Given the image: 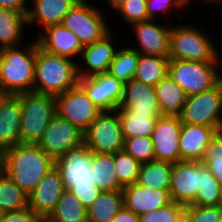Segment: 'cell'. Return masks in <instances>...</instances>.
Instances as JSON below:
<instances>
[{
    "label": "cell",
    "instance_id": "6da1fadb",
    "mask_svg": "<svg viewBox=\"0 0 222 222\" xmlns=\"http://www.w3.org/2000/svg\"><path fill=\"white\" fill-rule=\"evenodd\" d=\"M55 166V160L40 146L18 143L5 150L4 173L29 194Z\"/></svg>",
    "mask_w": 222,
    "mask_h": 222
},
{
    "label": "cell",
    "instance_id": "7a4b0ae2",
    "mask_svg": "<svg viewBox=\"0 0 222 222\" xmlns=\"http://www.w3.org/2000/svg\"><path fill=\"white\" fill-rule=\"evenodd\" d=\"M91 160L92 151L84 143L55 160L65 190L70 191L86 209L102 192L95 184Z\"/></svg>",
    "mask_w": 222,
    "mask_h": 222
},
{
    "label": "cell",
    "instance_id": "3957f363",
    "mask_svg": "<svg viewBox=\"0 0 222 222\" xmlns=\"http://www.w3.org/2000/svg\"><path fill=\"white\" fill-rule=\"evenodd\" d=\"M24 49L19 46L0 49V91L4 95L33 92L37 40Z\"/></svg>",
    "mask_w": 222,
    "mask_h": 222
},
{
    "label": "cell",
    "instance_id": "277c9868",
    "mask_svg": "<svg viewBox=\"0 0 222 222\" xmlns=\"http://www.w3.org/2000/svg\"><path fill=\"white\" fill-rule=\"evenodd\" d=\"M74 61L49 53L37 43L33 92L57 96L78 85V64Z\"/></svg>",
    "mask_w": 222,
    "mask_h": 222
},
{
    "label": "cell",
    "instance_id": "5b68a950",
    "mask_svg": "<svg viewBox=\"0 0 222 222\" xmlns=\"http://www.w3.org/2000/svg\"><path fill=\"white\" fill-rule=\"evenodd\" d=\"M201 29L190 25L171 28L169 36V60L193 62H221L216 46Z\"/></svg>",
    "mask_w": 222,
    "mask_h": 222
},
{
    "label": "cell",
    "instance_id": "8992f818",
    "mask_svg": "<svg viewBox=\"0 0 222 222\" xmlns=\"http://www.w3.org/2000/svg\"><path fill=\"white\" fill-rule=\"evenodd\" d=\"M21 143L37 144L48 124L57 114L56 98L36 92L21 93Z\"/></svg>",
    "mask_w": 222,
    "mask_h": 222
},
{
    "label": "cell",
    "instance_id": "52a82bcc",
    "mask_svg": "<svg viewBox=\"0 0 222 222\" xmlns=\"http://www.w3.org/2000/svg\"><path fill=\"white\" fill-rule=\"evenodd\" d=\"M219 63L169 60L168 75L190 96L210 90L222 81Z\"/></svg>",
    "mask_w": 222,
    "mask_h": 222
},
{
    "label": "cell",
    "instance_id": "ba28073f",
    "mask_svg": "<svg viewBox=\"0 0 222 222\" xmlns=\"http://www.w3.org/2000/svg\"><path fill=\"white\" fill-rule=\"evenodd\" d=\"M62 24L77 36L83 47L111 32L103 12L86 0H79L64 16Z\"/></svg>",
    "mask_w": 222,
    "mask_h": 222
},
{
    "label": "cell",
    "instance_id": "9c48e42d",
    "mask_svg": "<svg viewBox=\"0 0 222 222\" xmlns=\"http://www.w3.org/2000/svg\"><path fill=\"white\" fill-rule=\"evenodd\" d=\"M222 81L214 88L187 96L181 113L182 123L214 127L222 131Z\"/></svg>",
    "mask_w": 222,
    "mask_h": 222
},
{
    "label": "cell",
    "instance_id": "30bf717a",
    "mask_svg": "<svg viewBox=\"0 0 222 222\" xmlns=\"http://www.w3.org/2000/svg\"><path fill=\"white\" fill-rule=\"evenodd\" d=\"M124 141L118 110L102 111L84 132V144L94 153L122 151Z\"/></svg>",
    "mask_w": 222,
    "mask_h": 222
},
{
    "label": "cell",
    "instance_id": "8fae6325",
    "mask_svg": "<svg viewBox=\"0 0 222 222\" xmlns=\"http://www.w3.org/2000/svg\"><path fill=\"white\" fill-rule=\"evenodd\" d=\"M57 114L85 132L102 112L78 84L55 96Z\"/></svg>",
    "mask_w": 222,
    "mask_h": 222
},
{
    "label": "cell",
    "instance_id": "7c38bea8",
    "mask_svg": "<svg viewBox=\"0 0 222 222\" xmlns=\"http://www.w3.org/2000/svg\"><path fill=\"white\" fill-rule=\"evenodd\" d=\"M84 143V132L67 119L56 114L37 143L50 157L56 160L65 152Z\"/></svg>",
    "mask_w": 222,
    "mask_h": 222
},
{
    "label": "cell",
    "instance_id": "4fadbf2b",
    "mask_svg": "<svg viewBox=\"0 0 222 222\" xmlns=\"http://www.w3.org/2000/svg\"><path fill=\"white\" fill-rule=\"evenodd\" d=\"M101 111H116L124 96V83L109 72L79 77L78 83Z\"/></svg>",
    "mask_w": 222,
    "mask_h": 222
},
{
    "label": "cell",
    "instance_id": "5bb4252c",
    "mask_svg": "<svg viewBox=\"0 0 222 222\" xmlns=\"http://www.w3.org/2000/svg\"><path fill=\"white\" fill-rule=\"evenodd\" d=\"M182 122L179 116L161 115L151 135L155 160L180 162L179 137Z\"/></svg>",
    "mask_w": 222,
    "mask_h": 222
},
{
    "label": "cell",
    "instance_id": "9a60e30c",
    "mask_svg": "<svg viewBox=\"0 0 222 222\" xmlns=\"http://www.w3.org/2000/svg\"><path fill=\"white\" fill-rule=\"evenodd\" d=\"M201 182V161H181L173 164L169 187L172 201L189 206L197 196Z\"/></svg>",
    "mask_w": 222,
    "mask_h": 222
},
{
    "label": "cell",
    "instance_id": "2e32d148",
    "mask_svg": "<svg viewBox=\"0 0 222 222\" xmlns=\"http://www.w3.org/2000/svg\"><path fill=\"white\" fill-rule=\"evenodd\" d=\"M64 191L61 174L54 166L28 194V207L42 220H46L54 211Z\"/></svg>",
    "mask_w": 222,
    "mask_h": 222
},
{
    "label": "cell",
    "instance_id": "e0dca14e",
    "mask_svg": "<svg viewBox=\"0 0 222 222\" xmlns=\"http://www.w3.org/2000/svg\"><path fill=\"white\" fill-rule=\"evenodd\" d=\"M156 20L132 24L138 47H131L139 54L168 56L171 27L161 26Z\"/></svg>",
    "mask_w": 222,
    "mask_h": 222
},
{
    "label": "cell",
    "instance_id": "ac0fdd59",
    "mask_svg": "<svg viewBox=\"0 0 222 222\" xmlns=\"http://www.w3.org/2000/svg\"><path fill=\"white\" fill-rule=\"evenodd\" d=\"M124 206L138 216L172 202L169 189L146 188L137 182L122 189Z\"/></svg>",
    "mask_w": 222,
    "mask_h": 222
},
{
    "label": "cell",
    "instance_id": "d6986e66",
    "mask_svg": "<svg viewBox=\"0 0 222 222\" xmlns=\"http://www.w3.org/2000/svg\"><path fill=\"white\" fill-rule=\"evenodd\" d=\"M119 109L129 115H161L155 88L135 78L124 84V96Z\"/></svg>",
    "mask_w": 222,
    "mask_h": 222
},
{
    "label": "cell",
    "instance_id": "ffe728a7",
    "mask_svg": "<svg viewBox=\"0 0 222 222\" xmlns=\"http://www.w3.org/2000/svg\"><path fill=\"white\" fill-rule=\"evenodd\" d=\"M112 36V33L109 32L102 39L91 45L84 46L80 55V61L84 62H82L84 68L82 64H78L79 77L93 76L99 73L108 72L109 66L117 51L112 40L115 37ZM85 66L87 68H85Z\"/></svg>",
    "mask_w": 222,
    "mask_h": 222
},
{
    "label": "cell",
    "instance_id": "44dd1931",
    "mask_svg": "<svg viewBox=\"0 0 222 222\" xmlns=\"http://www.w3.org/2000/svg\"><path fill=\"white\" fill-rule=\"evenodd\" d=\"M38 36L36 40L42 49L69 59L80 58L84 48L77 36L63 24L48 26Z\"/></svg>",
    "mask_w": 222,
    "mask_h": 222
},
{
    "label": "cell",
    "instance_id": "7402d4cb",
    "mask_svg": "<svg viewBox=\"0 0 222 222\" xmlns=\"http://www.w3.org/2000/svg\"><path fill=\"white\" fill-rule=\"evenodd\" d=\"M218 131L214 127L182 123L179 137L180 162H199Z\"/></svg>",
    "mask_w": 222,
    "mask_h": 222
},
{
    "label": "cell",
    "instance_id": "603a6c76",
    "mask_svg": "<svg viewBox=\"0 0 222 222\" xmlns=\"http://www.w3.org/2000/svg\"><path fill=\"white\" fill-rule=\"evenodd\" d=\"M20 120V96L3 95L0 98V146L4 150L21 143Z\"/></svg>",
    "mask_w": 222,
    "mask_h": 222
},
{
    "label": "cell",
    "instance_id": "cb8c5ba5",
    "mask_svg": "<svg viewBox=\"0 0 222 222\" xmlns=\"http://www.w3.org/2000/svg\"><path fill=\"white\" fill-rule=\"evenodd\" d=\"M79 0H32L28 9L27 25L36 21L41 23L42 30L51 25L62 24L64 16Z\"/></svg>",
    "mask_w": 222,
    "mask_h": 222
},
{
    "label": "cell",
    "instance_id": "d4e9b609",
    "mask_svg": "<svg viewBox=\"0 0 222 222\" xmlns=\"http://www.w3.org/2000/svg\"><path fill=\"white\" fill-rule=\"evenodd\" d=\"M154 88L160 114L178 116L186 103V92L169 75L162 79Z\"/></svg>",
    "mask_w": 222,
    "mask_h": 222
},
{
    "label": "cell",
    "instance_id": "484cf974",
    "mask_svg": "<svg viewBox=\"0 0 222 222\" xmlns=\"http://www.w3.org/2000/svg\"><path fill=\"white\" fill-rule=\"evenodd\" d=\"M27 14L0 8V49L20 46Z\"/></svg>",
    "mask_w": 222,
    "mask_h": 222
},
{
    "label": "cell",
    "instance_id": "4316f807",
    "mask_svg": "<svg viewBox=\"0 0 222 222\" xmlns=\"http://www.w3.org/2000/svg\"><path fill=\"white\" fill-rule=\"evenodd\" d=\"M91 169L95 184L101 191H121L124 188L115 173L114 154L92 152Z\"/></svg>",
    "mask_w": 222,
    "mask_h": 222
},
{
    "label": "cell",
    "instance_id": "83f0119b",
    "mask_svg": "<svg viewBox=\"0 0 222 222\" xmlns=\"http://www.w3.org/2000/svg\"><path fill=\"white\" fill-rule=\"evenodd\" d=\"M123 205L122 190L102 191L87 208L88 222H110Z\"/></svg>",
    "mask_w": 222,
    "mask_h": 222
},
{
    "label": "cell",
    "instance_id": "f1b7e54d",
    "mask_svg": "<svg viewBox=\"0 0 222 222\" xmlns=\"http://www.w3.org/2000/svg\"><path fill=\"white\" fill-rule=\"evenodd\" d=\"M173 163L153 160L141 164L137 183L146 188L169 189Z\"/></svg>",
    "mask_w": 222,
    "mask_h": 222
},
{
    "label": "cell",
    "instance_id": "f546056e",
    "mask_svg": "<svg viewBox=\"0 0 222 222\" xmlns=\"http://www.w3.org/2000/svg\"><path fill=\"white\" fill-rule=\"evenodd\" d=\"M168 63V56L139 54L134 78L154 87L168 75Z\"/></svg>",
    "mask_w": 222,
    "mask_h": 222
},
{
    "label": "cell",
    "instance_id": "4dcf8cb0",
    "mask_svg": "<svg viewBox=\"0 0 222 222\" xmlns=\"http://www.w3.org/2000/svg\"><path fill=\"white\" fill-rule=\"evenodd\" d=\"M46 222H88L87 209L68 190L59 199Z\"/></svg>",
    "mask_w": 222,
    "mask_h": 222
},
{
    "label": "cell",
    "instance_id": "1f68e13d",
    "mask_svg": "<svg viewBox=\"0 0 222 222\" xmlns=\"http://www.w3.org/2000/svg\"><path fill=\"white\" fill-rule=\"evenodd\" d=\"M124 139L138 136L151 137L156 121L161 115H129L125 110L118 109Z\"/></svg>",
    "mask_w": 222,
    "mask_h": 222
},
{
    "label": "cell",
    "instance_id": "d6a6232c",
    "mask_svg": "<svg viewBox=\"0 0 222 222\" xmlns=\"http://www.w3.org/2000/svg\"><path fill=\"white\" fill-rule=\"evenodd\" d=\"M28 207V194L20 189L5 173H0V213Z\"/></svg>",
    "mask_w": 222,
    "mask_h": 222
},
{
    "label": "cell",
    "instance_id": "836d02e7",
    "mask_svg": "<svg viewBox=\"0 0 222 222\" xmlns=\"http://www.w3.org/2000/svg\"><path fill=\"white\" fill-rule=\"evenodd\" d=\"M191 205L195 206H219L222 205V185L201 162V182L197 190V196Z\"/></svg>",
    "mask_w": 222,
    "mask_h": 222
},
{
    "label": "cell",
    "instance_id": "e575fe53",
    "mask_svg": "<svg viewBox=\"0 0 222 222\" xmlns=\"http://www.w3.org/2000/svg\"><path fill=\"white\" fill-rule=\"evenodd\" d=\"M139 62V53L132 48H123L116 51L108 72L122 83H127L134 78Z\"/></svg>",
    "mask_w": 222,
    "mask_h": 222
},
{
    "label": "cell",
    "instance_id": "d590c367",
    "mask_svg": "<svg viewBox=\"0 0 222 222\" xmlns=\"http://www.w3.org/2000/svg\"><path fill=\"white\" fill-rule=\"evenodd\" d=\"M141 163L124 150L114 153V168L119 182L125 187L138 180Z\"/></svg>",
    "mask_w": 222,
    "mask_h": 222
},
{
    "label": "cell",
    "instance_id": "8d00e7d4",
    "mask_svg": "<svg viewBox=\"0 0 222 222\" xmlns=\"http://www.w3.org/2000/svg\"><path fill=\"white\" fill-rule=\"evenodd\" d=\"M201 162L222 185V131L217 132L211 139Z\"/></svg>",
    "mask_w": 222,
    "mask_h": 222
},
{
    "label": "cell",
    "instance_id": "74e56055",
    "mask_svg": "<svg viewBox=\"0 0 222 222\" xmlns=\"http://www.w3.org/2000/svg\"><path fill=\"white\" fill-rule=\"evenodd\" d=\"M184 212V205L172 201L155 211L140 215L139 222H184Z\"/></svg>",
    "mask_w": 222,
    "mask_h": 222
},
{
    "label": "cell",
    "instance_id": "f35d334b",
    "mask_svg": "<svg viewBox=\"0 0 222 222\" xmlns=\"http://www.w3.org/2000/svg\"><path fill=\"white\" fill-rule=\"evenodd\" d=\"M123 150L141 164L155 160L151 137L138 136L136 138L125 139Z\"/></svg>",
    "mask_w": 222,
    "mask_h": 222
},
{
    "label": "cell",
    "instance_id": "ab89813d",
    "mask_svg": "<svg viewBox=\"0 0 222 222\" xmlns=\"http://www.w3.org/2000/svg\"><path fill=\"white\" fill-rule=\"evenodd\" d=\"M184 222H222V205L185 206Z\"/></svg>",
    "mask_w": 222,
    "mask_h": 222
},
{
    "label": "cell",
    "instance_id": "60d3db41",
    "mask_svg": "<svg viewBox=\"0 0 222 222\" xmlns=\"http://www.w3.org/2000/svg\"><path fill=\"white\" fill-rule=\"evenodd\" d=\"M128 24L148 21L147 0H125L116 10Z\"/></svg>",
    "mask_w": 222,
    "mask_h": 222
},
{
    "label": "cell",
    "instance_id": "b9f144b4",
    "mask_svg": "<svg viewBox=\"0 0 222 222\" xmlns=\"http://www.w3.org/2000/svg\"><path fill=\"white\" fill-rule=\"evenodd\" d=\"M172 7L185 9L187 6L185 0H147L148 20H156L159 12L165 15L171 11Z\"/></svg>",
    "mask_w": 222,
    "mask_h": 222
},
{
    "label": "cell",
    "instance_id": "7bdbcfd3",
    "mask_svg": "<svg viewBox=\"0 0 222 222\" xmlns=\"http://www.w3.org/2000/svg\"><path fill=\"white\" fill-rule=\"evenodd\" d=\"M43 220L30 208L0 214V222H42Z\"/></svg>",
    "mask_w": 222,
    "mask_h": 222
},
{
    "label": "cell",
    "instance_id": "ee69618b",
    "mask_svg": "<svg viewBox=\"0 0 222 222\" xmlns=\"http://www.w3.org/2000/svg\"><path fill=\"white\" fill-rule=\"evenodd\" d=\"M27 0H0V8L15 10L22 12L23 14H27L28 12V4Z\"/></svg>",
    "mask_w": 222,
    "mask_h": 222
},
{
    "label": "cell",
    "instance_id": "f6af8a7d",
    "mask_svg": "<svg viewBox=\"0 0 222 222\" xmlns=\"http://www.w3.org/2000/svg\"><path fill=\"white\" fill-rule=\"evenodd\" d=\"M110 222H139V216L123 205Z\"/></svg>",
    "mask_w": 222,
    "mask_h": 222
},
{
    "label": "cell",
    "instance_id": "bcb514c9",
    "mask_svg": "<svg viewBox=\"0 0 222 222\" xmlns=\"http://www.w3.org/2000/svg\"><path fill=\"white\" fill-rule=\"evenodd\" d=\"M110 7L115 11L125 2V0H107Z\"/></svg>",
    "mask_w": 222,
    "mask_h": 222
},
{
    "label": "cell",
    "instance_id": "7dc6e473",
    "mask_svg": "<svg viewBox=\"0 0 222 222\" xmlns=\"http://www.w3.org/2000/svg\"><path fill=\"white\" fill-rule=\"evenodd\" d=\"M5 150L0 146V173H4Z\"/></svg>",
    "mask_w": 222,
    "mask_h": 222
},
{
    "label": "cell",
    "instance_id": "c3c4849f",
    "mask_svg": "<svg viewBox=\"0 0 222 222\" xmlns=\"http://www.w3.org/2000/svg\"><path fill=\"white\" fill-rule=\"evenodd\" d=\"M193 1H194V0H193ZM205 1H206V3H207V2H209V3H210V2H213V3L216 2L217 4H218V3H222V0H204V2H205ZM190 2L192 3V0H185L186 6H188V4H189Z\"/></svg>",
    "mask_w": 222,
    "mask_h": 222
},
{
    "label": "cell",
    "instance_id": "681fc988",
    "mask_svg": "<svg viewBox=\"0 0 222 222\" xmlns=\"http://www.w3.org/2000/svg\"><path fill=\"white\" fill-rule=\"evenodd\" d=\"M4 94L0 91V98L3 96Z\"/></svg>",
    "mask_w": 222,
    "mask_h": 222
}]
</instances>
